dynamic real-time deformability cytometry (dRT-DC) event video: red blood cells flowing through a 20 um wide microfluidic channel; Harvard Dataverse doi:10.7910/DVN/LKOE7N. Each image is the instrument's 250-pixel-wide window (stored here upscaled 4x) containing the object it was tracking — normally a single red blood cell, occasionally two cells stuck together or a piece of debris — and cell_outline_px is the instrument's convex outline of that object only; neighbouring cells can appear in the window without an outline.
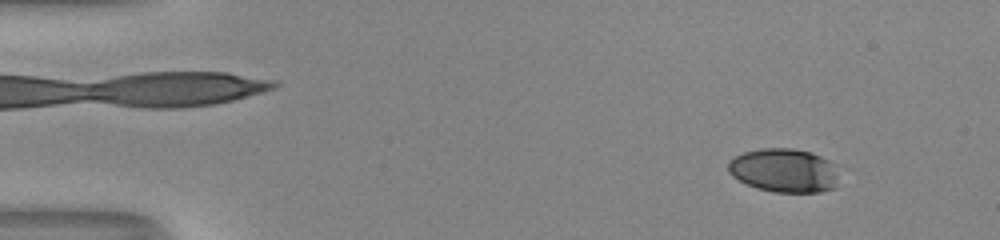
{"species": "human", "species_latin": "Homo sapiens", "temperature_condition": "room temperature", "stored_images_in_passage": 52, "camera_frame_rate_fps": 3000, "um_per_image_px": 0.085, "donor": {"sex": "male"}, "frame": {"image": 1, "passage_image": 5, "time_ms": 1.333, "image_size_px": [1000, 240], "cell_outline_px": [[836, 188], [820, 192], [772, 192], [756, 188], [732, 176], [728, 172], [728, 160], [744, 152], [760, 148], [792, 148], [812, 152], [836, 164]], "centroid_in_image_um": [66.64, 14.48], "position_along_channel_um": 18.4, "area_um2": 28.44}}
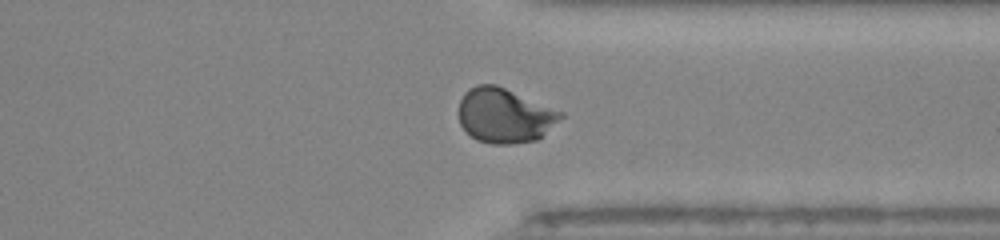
{"frame": {"image": 2, "passage_image": 40, "time_ms": 13.0, "image_size_px": [1000, 240], "cell_outline_px": [[564, 116], [536, 140], [512, 144], [492, 144], [476, 140], [460, 124], [460, 100], [464, 92], [468, 88], [476, 84], [496, 84], [564, 112]], "centroid_in_image_um": [42.89, 9.8], "position_along_channel_um": 368.5, "area_um2": 32.37}}
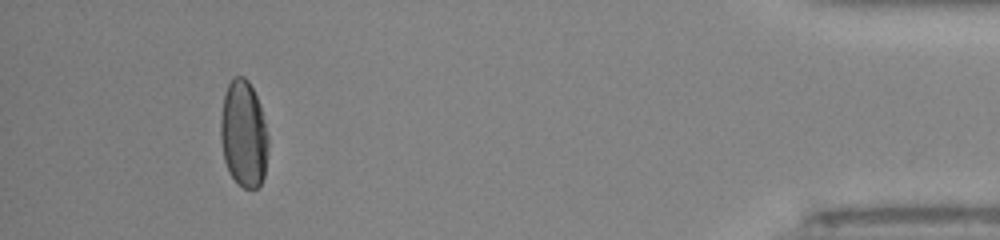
{"frame": {"image": 3, "passage_image": 48, "time_ms": 15.667, "image_size_px": [1000, 240], "cell_outline_px": [[268, 148], [264, 176], [260, 184], [256, 188], [244, 188], [228, 172], [224, 160], [220, 140], [220, 116], [224, 92], [232, 76], [244, 76], [248, 80], [260, 104], [268, 136]], "centroid_in_image_um": [20.69, 11.35], "position_along_channel_um": 414.5, "area_um2": 29.88}, "authors_computed_cell_mechanics": {"area_um2": 30.3161, "velocity_mm_per_s": 4.0681, "shape_relaxation_time_tau1_ms": 8.3215, "shape_relaxation_time_tau2_ms": 1.0335, "deformation_change_tau1": 0.2234, "deformation_change_tau2": 0.0471}}